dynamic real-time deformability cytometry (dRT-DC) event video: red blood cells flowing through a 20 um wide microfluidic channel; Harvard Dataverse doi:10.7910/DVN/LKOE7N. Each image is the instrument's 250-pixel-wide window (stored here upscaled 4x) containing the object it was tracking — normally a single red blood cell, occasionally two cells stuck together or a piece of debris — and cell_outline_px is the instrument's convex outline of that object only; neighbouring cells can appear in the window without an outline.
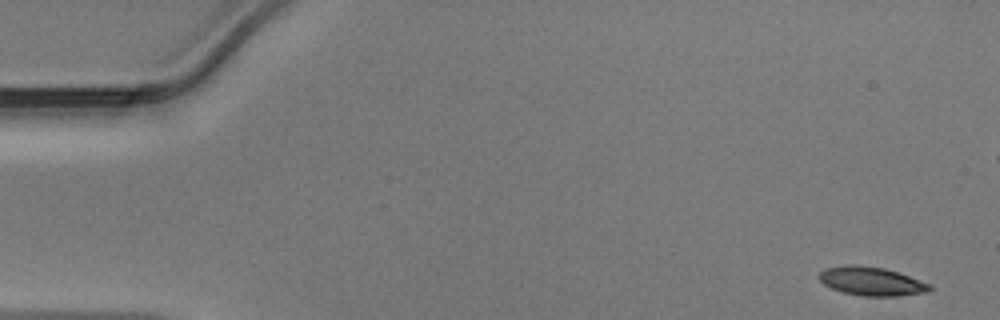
{"species": "Egyptian fruit bat (a non-hibernating species)", "species_latin": "Rousettus aegyptiacus", "temperature_condition": "warm", "stored_images_in_passage": 13, "camera_frame_rate_fps": 3000, "um_per_image_px": 0.085, "animal": {"sex": "male"}, "frame": {"image": 1, "passage_image": 1, "time_ms": 0.0, "image_size_px": [1000, 320], "cell_outline_px": [[932, 288], [928, 292], [896, 296], [864, 296], [844, 292], [832, 288], [824, 284], [820, 280], [820, 272], [824, 268], [844, 264], [860, 264], [884, 268], [932, 284]], "centroid_in_image_um": [74.07, 23.89], "position_along_channel_um": 10.9, "area_um2": 18.5}}